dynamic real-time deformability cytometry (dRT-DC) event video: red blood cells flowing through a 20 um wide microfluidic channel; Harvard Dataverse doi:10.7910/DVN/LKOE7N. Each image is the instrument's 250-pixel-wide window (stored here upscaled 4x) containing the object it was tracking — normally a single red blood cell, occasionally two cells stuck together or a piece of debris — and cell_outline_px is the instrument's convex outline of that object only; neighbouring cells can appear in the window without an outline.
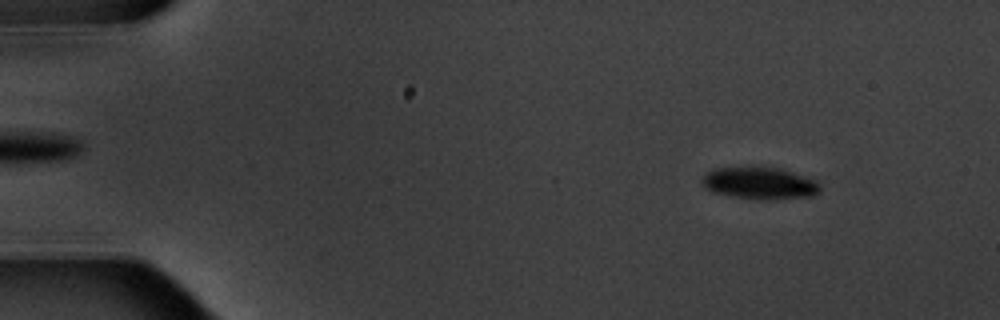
{"species": "common noctule bat (a hibernating species)", "species_latin": "Nyctalus noctula", "temperature_condition": "warm", "stored_images_in_passage": 5, "camera_frame_rate_fps": 3000, "um_per_image_px": 0.085, "animal": {"sex": "male", "body_mass_g": 20.1, "forearm_length_mm": 53.5}, "frame": {"image": 1, "passage_image": 2, "time_ms": 1.333, "image_size_px": [1000, 320], "cell_outline_px": [[820, 192], [812, 196], [764, 200], [760, 200], [732, 196], [716, 192], [708, 188], [704, 184], [704, 176], [712, 168], [780, 168], [820, 180]], "centroid_in_image_um": [64.69, 15.58], "position_along_channel_um": 20.3, "area_um2": 21.73}}
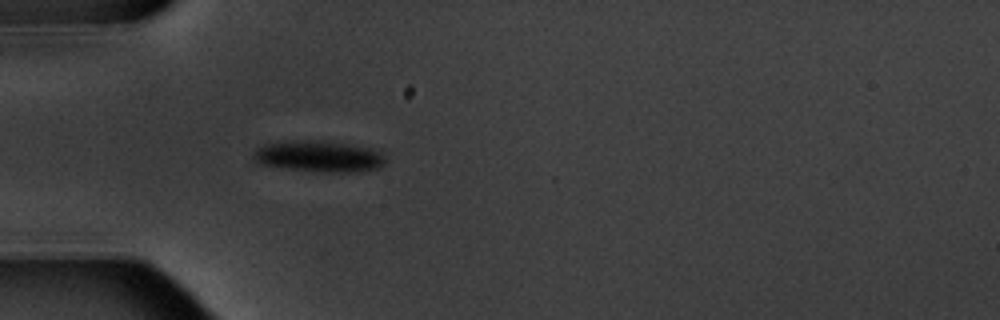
{"frame": {"image": 2, "passage_image": 5, "time_ms": 5.0, "image_size_px": [1000, 320], "cell_outline_px": [[384, 164], [376, 168], [348, 172], [320, 172], [288, 168], [260, 164], [252, 156], [252, 152], [256, 148], [264, 144], [288, 140], [324, 140], [352, 144], [372, 148], [380, 152], [384, 156]], "centroid_in_image_um": [27.07, 13.26], "position_along_channel_um": 57.9, "area_um2": 24.16}}